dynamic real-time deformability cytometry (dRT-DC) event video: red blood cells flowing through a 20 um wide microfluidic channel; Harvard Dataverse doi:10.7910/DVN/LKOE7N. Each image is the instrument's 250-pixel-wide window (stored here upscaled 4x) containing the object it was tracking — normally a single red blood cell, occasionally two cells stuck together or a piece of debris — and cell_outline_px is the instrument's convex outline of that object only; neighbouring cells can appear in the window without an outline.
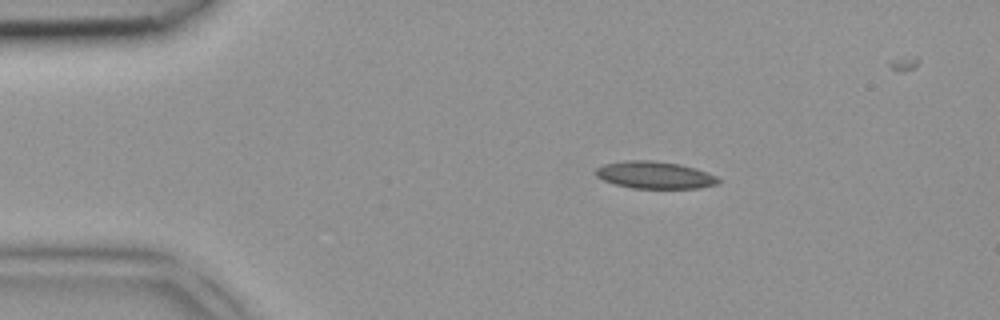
{"species": "common noctule bat (a hibernating species)", "species_latin": "Nyctalus noctula", "temperature_condition": "room temperature", "stored_images_in_passage": 3, "camera_frame_rate_fps": 3000, "um_per_image_px": 0.085, "animal": {"sex": "female", "body_mass_g": 18.4}, "frame": {"image": 1, "passage_image": 2, "time_ms": 0.333, "image_size_px": [1000, 320], "cell_outline_px": [[720, 180], [716, 184], [700, 188], [632, 188], [616, 184], [604, 180], [596, 176], [596, 168], [604, 164], [624, 160], [652, 160], [680, 164], [696, 168], [708, 172], [716, 176]], "centroid_in_image_um": [55.66, 14.87], "position_along_channel_um": 29.3, "area_um2": 19.42}}